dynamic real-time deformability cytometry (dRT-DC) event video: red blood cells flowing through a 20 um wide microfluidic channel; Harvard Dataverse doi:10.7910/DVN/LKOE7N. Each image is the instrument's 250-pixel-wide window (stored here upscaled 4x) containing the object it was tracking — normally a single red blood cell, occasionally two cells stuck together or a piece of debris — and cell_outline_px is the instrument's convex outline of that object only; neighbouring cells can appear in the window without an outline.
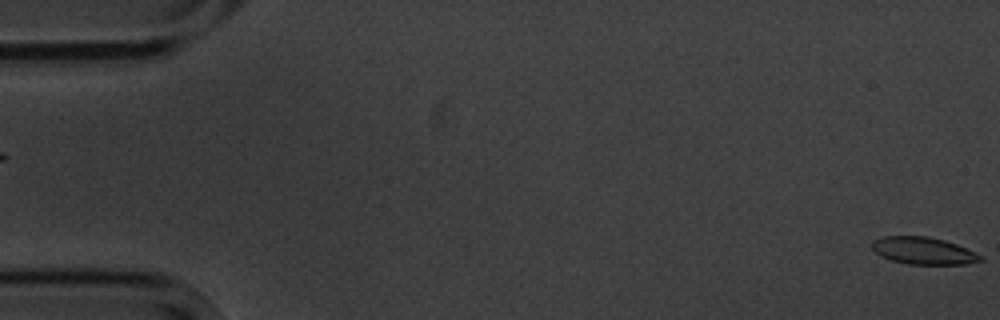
{"species": "common noctule bat (a hibernating species)", "species_latin": "Nyctalus noctula", "temperature_condition": "cold", "stored_images_in_passage": 5, "segment_of_instrument_passage": [2, 2], "camera_frame_rate_fps": 3000, "um_per_image_px": 0.085, "animal": {"sex": "male", "body_mass_g": 20.1, "forearm_length_mm": 53.5}, "frame": {"image": 1, "passage_image": 5, "time_ms": 5.333, "image_size_px": [1000, 320], "cell_outline_px": [[984, 260], [964, 264], [908, 264], [892, 260], [880, 256], [872, 248], [872, 240], [880, 236], [928, 236], [944, 240], [956, 244], [984, 256]], "centroid_in_image_um": [78.48, 21.3], "position_along_channel_um": 6.5, "area_um2": 17.22}}